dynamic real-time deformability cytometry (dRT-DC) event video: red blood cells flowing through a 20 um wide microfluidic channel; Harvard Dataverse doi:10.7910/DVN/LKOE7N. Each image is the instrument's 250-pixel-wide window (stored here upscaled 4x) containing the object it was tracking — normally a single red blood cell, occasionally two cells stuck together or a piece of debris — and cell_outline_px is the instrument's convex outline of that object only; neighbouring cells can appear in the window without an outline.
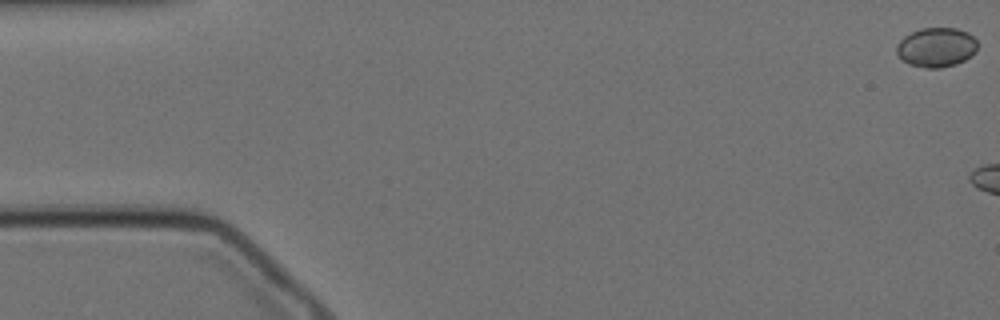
{"species": "Egyptian fruit bat (a non-hibernating species)", "species_latin": "Rousettus aegyptiacus", "temperature_condition": "cold", "stored_images_in_passage": 6, "camera_frame_rate_fps": 3000, "um_per_image_px": 0.085, "animal": {"sex": "female"}, "frame": {"image": 1, "passage_image": 1, "time_ms": 0.0, "image_size_px": [1000, 320], "cell_outline_px": [[976, 52], [972, 56], [956, 64], [940, 68], [928, 68], [908, 64], [896, 52], [896, 44], [904, 36], [920, 28], [956, 28], [968, 32], [976, 40]], "centroid_in_image_um": [79.59, 4.02], "position_along_channel_um": 5.4, "area_um2": 18.61}}